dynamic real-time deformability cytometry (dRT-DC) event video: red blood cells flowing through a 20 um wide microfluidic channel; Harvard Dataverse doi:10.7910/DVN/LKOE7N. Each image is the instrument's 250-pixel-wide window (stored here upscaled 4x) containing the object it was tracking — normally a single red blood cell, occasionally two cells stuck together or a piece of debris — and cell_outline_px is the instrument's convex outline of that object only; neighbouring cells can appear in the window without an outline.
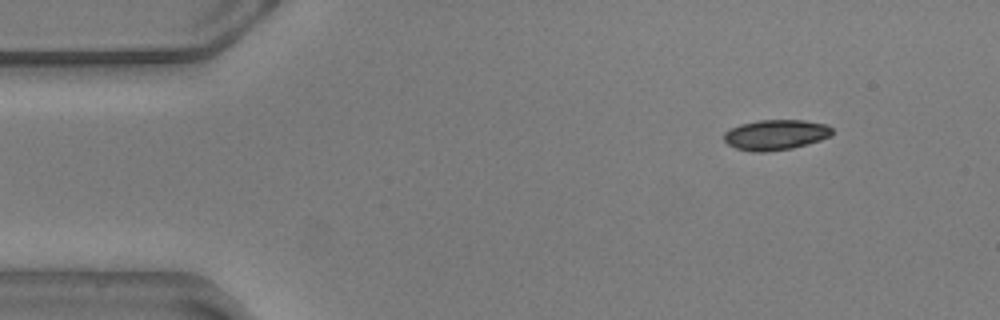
{"species": "common noctule bat (a hibernating species)", "species_latin": "Nyctalus noctula", "temperature_condition": "warm", "stored_images_in_passage": 51, "camera_frame_rate_fps": 3000, "um_per_image_px": 0.085, "animal": {"sex": "male", "body_mass_g": 20.5, "forearm_length_mm": 52.5}, "frame": {"image": 1, "passage_image": 1, "time_ms": 0.0, "image_size_px": [1000, 320], "cell_outline_px": [[832, 132], [828, 136], [820, 140], [808, 144], [792, 148], [764, 152], [752, 152], [736, 148], [728, 144], [724, 140], [724, 132], [740, 124], [760, 120], [804, 120], [828, 124], [832, 128]], "centroid_in_image_um": [65.93, 11.45], "position_along_channel_um": 19.1, "area_um2": 19.07}}
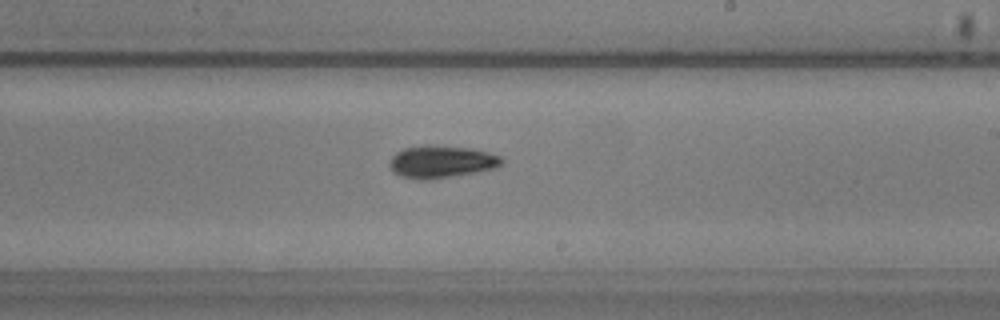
{"frame": {"image": 2, "passage_image": 27, "time_ms": 8.667, "image_size_px": [1000, 320], "cell_outline_px": [[504, 164], [496, 168], [476, 172], [428, 180], [420, 180], [400, 176], [388, 164], [392, 156], [396, 152], [404, 148], [424, 144], [428, 144], [472, 148], [488, 152], [500, 156], [504, 160]], "centroid_in_image_um": [37.54, 13.73], "position_along_channel_um": 251.5, "area_um2": 21.39}}
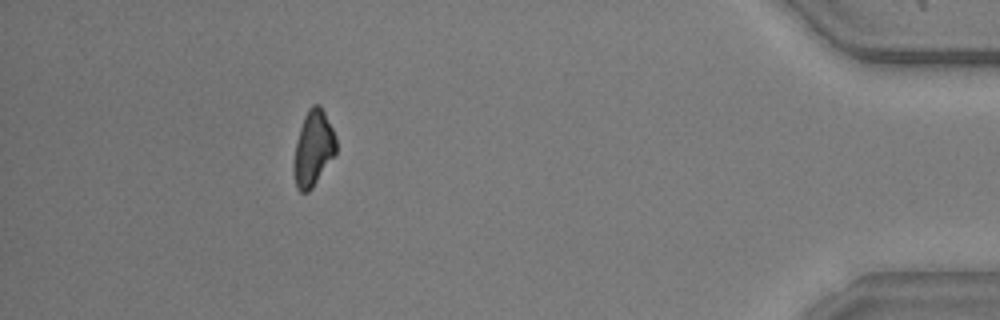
{"frame": {"image": 3, "passage_image": 45, "time_ms": 14.667, "image_size_px": [1000, 320], "cell_outline_px": [[336, 152], [312, 188], [308, 192], [300, 192], [296, 188], [292, 168], [292, 164], [296, 144], [300, 128], [304, 116], [308, 108], [312, 104], [320, 104], [336, 136]], "centroid_in_image_um": [26.6, 12.62], "position_along_channel_um": 408.6, "area_um2": 18.61}, "authors_computed_cell_mechanics": {"area_um2": 19.9988, "velocity_mm_per_s": 3.5944, "shape_relaxation_time_tau1_ms": 7.6113, "shape_relaxation_time_tau2_ms": null, "deformation_change_tau1": 0.1909, "deformation_change_tau2": null}}